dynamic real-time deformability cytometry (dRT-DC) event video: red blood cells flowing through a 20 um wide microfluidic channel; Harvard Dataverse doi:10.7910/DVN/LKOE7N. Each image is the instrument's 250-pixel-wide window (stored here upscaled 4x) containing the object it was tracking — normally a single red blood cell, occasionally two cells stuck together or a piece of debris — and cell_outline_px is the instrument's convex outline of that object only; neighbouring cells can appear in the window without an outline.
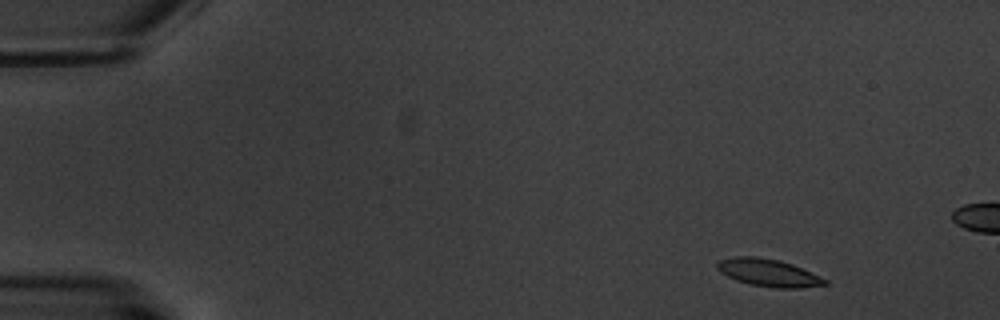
{"species": "common noctule bat (a hibernating species)", "species_latin": "Nyctalus noctula", "temperature_condition": "warm", "stored_images_in_passage": 6, "camera_frame_rate_fps": 3000, "um_per_image_px": 0.085, "animal": {"sex": "male", "body_mass_g": 20.1, "forearm_length_mm": 53.5}, "frame": {"image": 1, "passage_image": 1, "time_ms": 0.0, "image_size_px": [1000, 320], "cell_outline_px": [[828, 284], [796, 288], [776, 288], [752, 284], [736, 280], [720, 272], [716, 268], [716, 264], [720, 260], [732, 256], [756, 256], [780, 260], [792, 264], [820, 276], [828, 280]], "centroid_in_image_um": [65.3, 23.17], "position_along_channel_um": 19.7, "area_um2": 17.17}}